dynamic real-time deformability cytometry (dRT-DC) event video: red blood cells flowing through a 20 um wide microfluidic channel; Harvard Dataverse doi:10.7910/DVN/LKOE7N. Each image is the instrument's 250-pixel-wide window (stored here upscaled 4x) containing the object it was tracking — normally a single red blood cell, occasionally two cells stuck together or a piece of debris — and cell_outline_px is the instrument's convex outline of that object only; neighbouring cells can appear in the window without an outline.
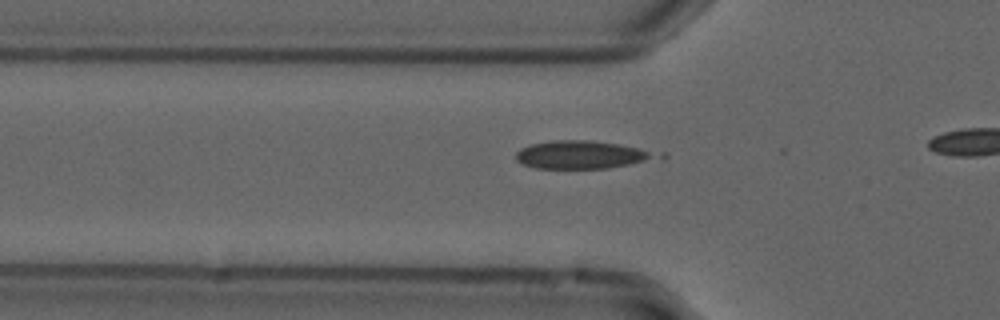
{"species": "common noctule bat (a hibernating species)", "species_latin": "Nyctalus noctula", "temperature_condition": "cold", "stored_images_in_passage": 20, "camera_frame_rate_fps": 3000, "um_per_image_px": 0.085, "animal": {"sex": "male", "forearm_length_mm": 52.5}, "frame": {"image": 1, "passage_image": 14, "time_ms": 4.333, "image_size_px": [1000, 320], "cell_outline_px": [[668, 156], [664, 160], [608, 168], [536, 168], [524, 164], [516, 160], [516, 152], [520, 148], [532, 144], [552, 140], [588, 140], [616, 144], [664, 152]], "centroid_in_image_um": [49.67, 13.16], "position_along_channel_um": 76.1, "area_um2": 23.64}}